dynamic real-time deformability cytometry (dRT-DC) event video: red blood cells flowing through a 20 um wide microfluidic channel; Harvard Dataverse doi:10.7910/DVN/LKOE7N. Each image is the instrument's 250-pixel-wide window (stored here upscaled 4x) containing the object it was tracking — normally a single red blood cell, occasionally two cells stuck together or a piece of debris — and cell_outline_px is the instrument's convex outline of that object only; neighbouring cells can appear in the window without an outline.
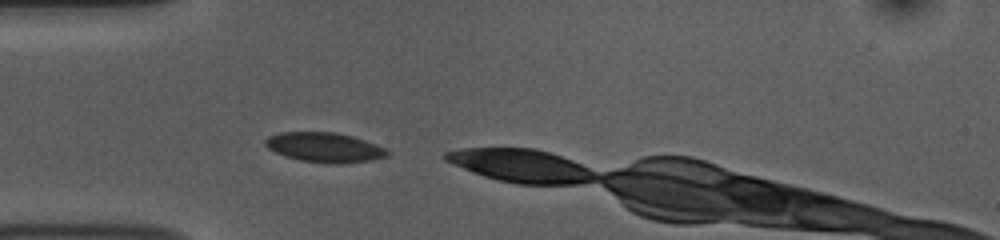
{"species": "common noctule bat (a hibernating species)", "species_latin": "Nyctalus noctula", "temperature_condition": "room temperature", "stored_images_in_passage": 3, "camera_frame_rate_fps": 3000, "um_per_image_px": 0.085, "animal": {"sex": "female", "body_mass_g": 10.0, "forearm_length_mm": 53.1}, "frame": {"image": 1, "passage_image": 1, "time_ms": 0.0, "image_size_px": [1000, 240], "cell_outline_px": [[392, 152], [388, 156], [372, 160], [332, 164], [300, 160], [284, 156], [268, 148], [264, 144], [264, 140], [268, 136], [280, 132], [336, 132], [352, 136], [376, 144]], "centroid_in_image_um": [27.58, 12.52], "position_along_channel_um": 57.4, "area_um2": 21.15}}